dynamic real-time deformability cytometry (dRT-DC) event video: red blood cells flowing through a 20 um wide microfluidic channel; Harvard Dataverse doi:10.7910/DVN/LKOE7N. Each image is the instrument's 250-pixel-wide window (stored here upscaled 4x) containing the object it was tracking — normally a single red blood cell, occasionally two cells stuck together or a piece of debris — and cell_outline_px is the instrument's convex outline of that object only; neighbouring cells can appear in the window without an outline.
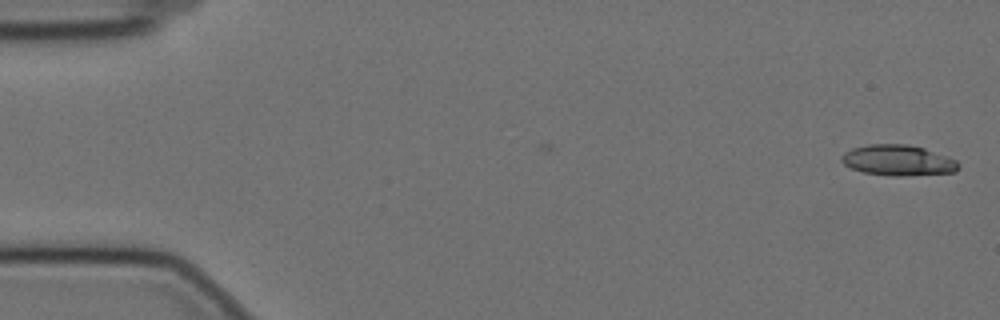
{"species": "Egyptian fruit bat (a non-hibernating species)", "species_latin": "Rousettus aegyptiacus", "temperature_condition": "cold", "stored_images_in_passage": 35, "camera_frame_rate_fps": 3000, "um_per_image_px": 0.085, "animal": {"sex": "female"}, "frame": {"image": 1, "passage_image": 1, "time_ms": 0.0, "image_size_px": [1000, 320], "cell_outline_px": [[960, 168], [956, 172], [900, 176], [892, 176], [864, 172], [852, 168], [844, 164], [840, 160], [840, 156], [844, 152], [852, 148], [868, 144], [904, 144], [924, 148], [948, 156], [956, 160], [960, 164]], "centroid_in_image_um": [76.34, 13.62], "position_along_channel_um": 8.7, "area_um2": 20.98}}
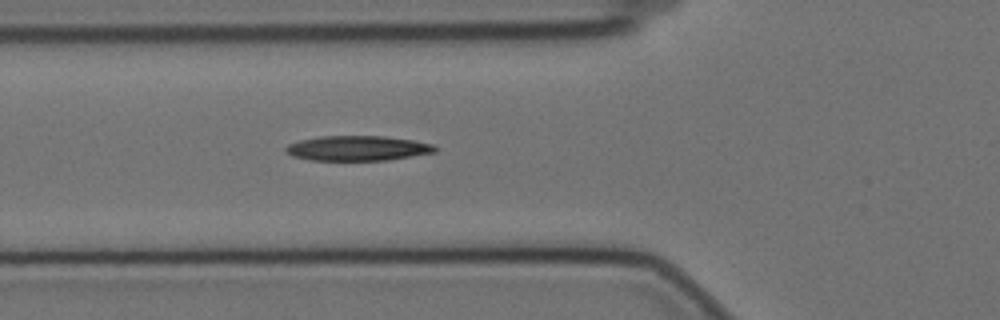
{"frame": {"image": 2, "passage_image": 20, "time_ms": 6.333, "image_size_px": [1000, 320], "cell_outline_px": [[440, 148], [436, 152], [388, 160], [308, 160], [292, 156], [284, 152], [284, 148], [288, 144], [300, 140], [320, 136], [384, 136], [412, 140], [436, 144]], "centroid_in_image_um": [30.41, 12.6], "position_along_channel_um": 95.4, "area_um2": 21.96}}
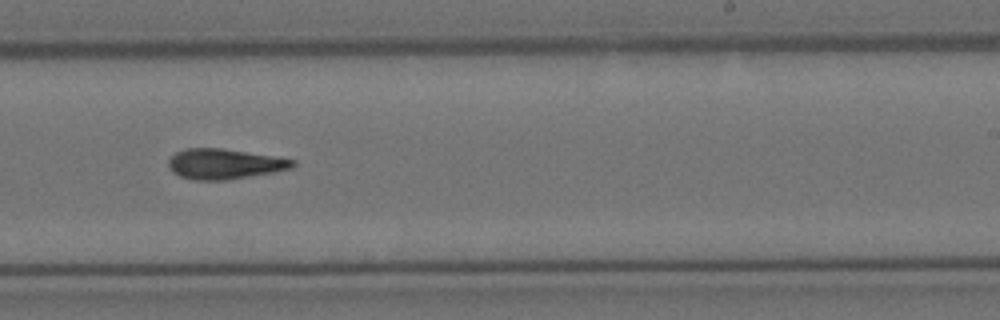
{"frame": {"image": 3, "passage_image": 35, "time_ms": 11.333, "image_size_px": [1000, 320], "cell_outline_px": [[296, 164], [292, 168], [272, 172], [224, 180], [196, 180], [180, 176], [172, 172], [168, 164], [168, 160], [176, 152], [188, 148], [220, 148], [272, 156], [296, 160]], "centroid_in_image_um": [19.06, 13.93], "position_along_channel_um": 269.9, "area_um2": 21.56}}